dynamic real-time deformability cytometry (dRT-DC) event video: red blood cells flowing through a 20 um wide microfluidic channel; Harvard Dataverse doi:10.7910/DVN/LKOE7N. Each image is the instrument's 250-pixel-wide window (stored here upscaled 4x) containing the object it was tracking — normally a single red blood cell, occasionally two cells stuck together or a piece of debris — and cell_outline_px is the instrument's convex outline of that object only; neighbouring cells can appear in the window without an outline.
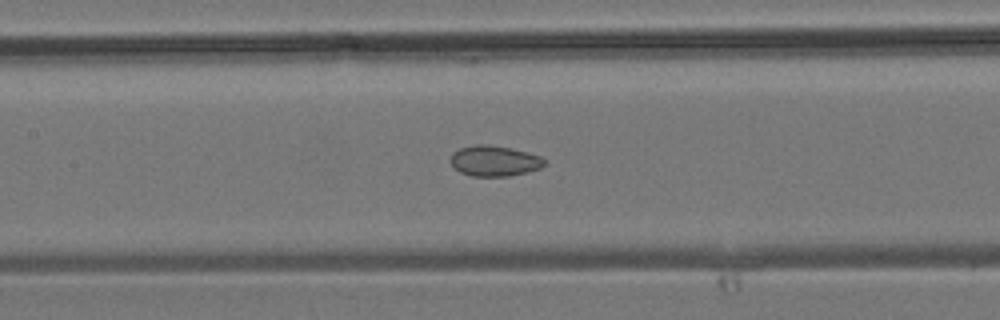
{"species": "common noctule bat (a hibernating species)", "species_latin": "Nyctalus noctula", "temperature_condition": "room temperature", "stored_images_in_passage": 33, "camera_frame_rate_fps": 3000, "um_per_image_px": 0.085, "animal": {"sex": "male", "body_mass_g": 19.2, "forearm_length_mm": 51.8}, "frame": {"image": 1, "passage_image": 9, "time_ms": 2.667, "image_size_px": [1000, 320], "cell_outline_px": [[548, 160], [540, 168], [528, 172], [508, 176], [472, 176], [460, 172], [452, 164], [452, 152], [460, 148], [476, 144], [484, 144], [512, 148], [528, 152], [540, 156]], "centroid_in_image_um": [42.06, 13.67], "position_along_channel_um": 165.3, "area_um2": 16.7}}
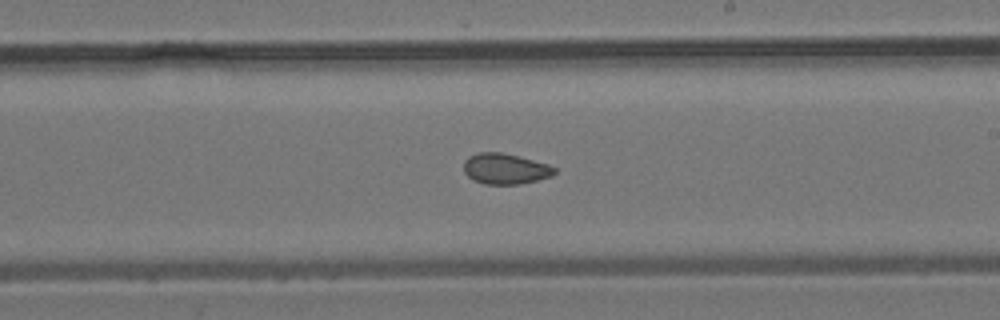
{"frame": {"image": 2, "passage_image": 14, "time_ms": 4.333, "image_size_px": [1000, 320], "cell_outline_px": [[556, 172], [552, 176], [520, 184], [484, 184], [472, 180], [464, 172], [464, 160], [468, 156], [480, 152], [500, 152], [548, 164], [556, 168]], "centroid_in_image_um": [42.92, 14.35], "position_along_channel_um": 246.1, "area_um2": 16.18}}
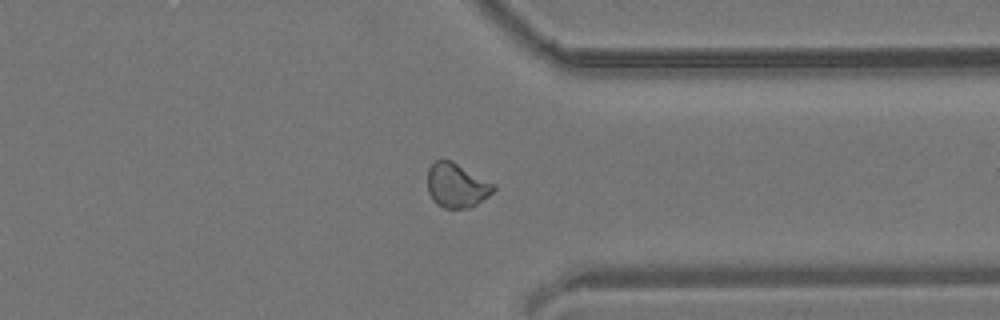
{"frame": {"image": 3, "passage_image": 22, "time_ms": 7.0, "image_size_px": [1000, 320], "cell_outline_px": [[496, 188], [488, 196], [472, 208], [444, 208], [436, 204], [432, 200], [428, 192], [428, 168], [436, 160], [452, 160], [496, 184]], "centroid_in_image_um": [38.83, 15.76], "position_along_channel_um": 372.6, "area_um2": 17.28}}